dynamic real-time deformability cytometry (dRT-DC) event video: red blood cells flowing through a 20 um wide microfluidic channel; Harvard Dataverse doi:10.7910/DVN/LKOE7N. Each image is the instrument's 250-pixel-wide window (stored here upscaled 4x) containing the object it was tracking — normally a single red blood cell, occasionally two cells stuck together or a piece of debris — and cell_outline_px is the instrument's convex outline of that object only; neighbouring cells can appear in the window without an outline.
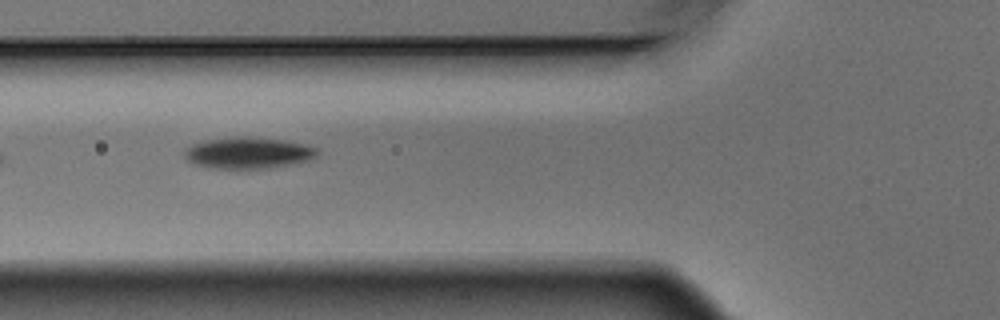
{"species": "Egyptian fruit bat (a non-hibernating species)", "species_latin": "Rousettus aegyptiacus", "temperature_condition": "warm", "stored_images_in_passage": 8, "camera_frame_rate_fps": 3000, "um_per_image_px": 0.085, "animal": {"sex": "male"}, "frame": {"image": 1, "passage_image": 6, "time_ms": 1.667, "image_size_px": [1000, 320], "cell_outline_px": [[320, 152], [316, 156], [308, 160], [272, 168], [216, 168], [196, 164], [188, 160], [184, 156], [184, 148], [192, 144], [204, 140], [232, 136], [248, 136], [284, 140], [304, 144], [316, 148]], "centroid_in_image_um": [21.08, 12.97], "position_along_channel_um": 104.7, "area_um2": 24.33}}
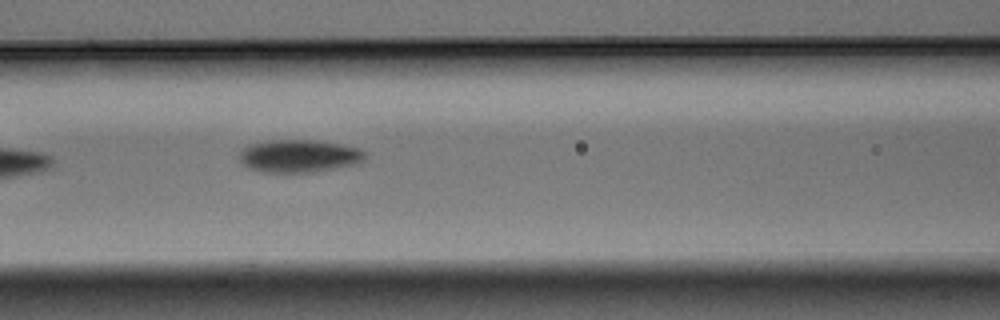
{"frame": {"image": 2, "passage_image": 7, "time_ms": 2.0, "image_size_px": [1000, 320], "cell_outline_px": [[364, 160], [360, 164], [316, 172], [264, 172], [248, 168], [240, 160], [240, 152], [248, 144], [268, 140], [316, 140], [340, 144], [360, 148], [364, 152]], "centroid_in_image_um": [25.45, 13.26], "position_along_channel_um": 141.2, "area_um2": 24.16}}
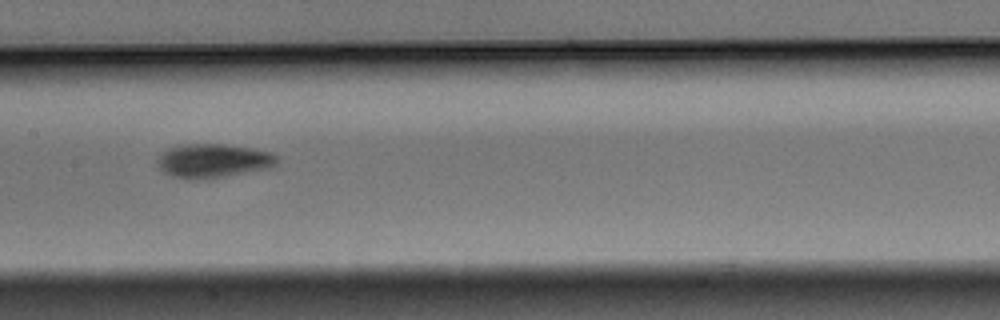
{"frame": {"image": 3, "passage_image": 8, "time_ms": 2.333, "image_size_px": [1000, 320], "cell_outline_px": [[276, 164], [272, 168], [204, 180], [188, 180], [172, 176], [164, 172], [156, 164], [156, 160], [168, 148], [180, 144], [224, 144], [252, 148], [268, 152], [276, 156]], "centroid_in_image_um": [18.09, 13.68], "position_along_channel_um": 189.3, "area_um2": 23.87}}